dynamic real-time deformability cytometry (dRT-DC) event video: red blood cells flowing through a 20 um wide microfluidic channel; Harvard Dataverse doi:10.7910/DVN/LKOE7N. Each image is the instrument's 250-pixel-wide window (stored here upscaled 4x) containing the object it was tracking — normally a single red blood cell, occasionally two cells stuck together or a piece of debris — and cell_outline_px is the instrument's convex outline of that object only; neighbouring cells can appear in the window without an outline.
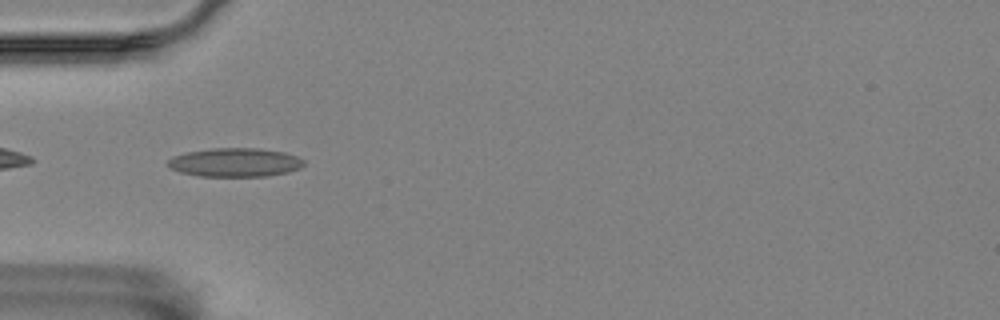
{"species": "Egyptian fruit bat (a non-hibernating species)", "species_latin": "Rousettus aegyptiacus", "temperature_condition": "room temperature", "stored_images_in_passage": 6, "camera_frame_rate_fps": 3000, "um_per_image_px": 0.085, "animal": {"sex": "female"}, "frame": {"image": 1, "passage_image": 4, "time_ms": 1.0, "image_size_px": [1000, 320], "cell_outline_px": [[304, 164], [300, 168], [288, 172], [264, 176], [200, 176], [180, 172], [172, 168], [168, 164], [168, 160], [172, 156], [188, 152], [212, 148], [260, 148], [284, 152], [296, 156], [304, 160]], "centroid_in_image_um": [19.99, 13.8], "position_along_channel_um": 65.0, "area_um2": 22.66}}
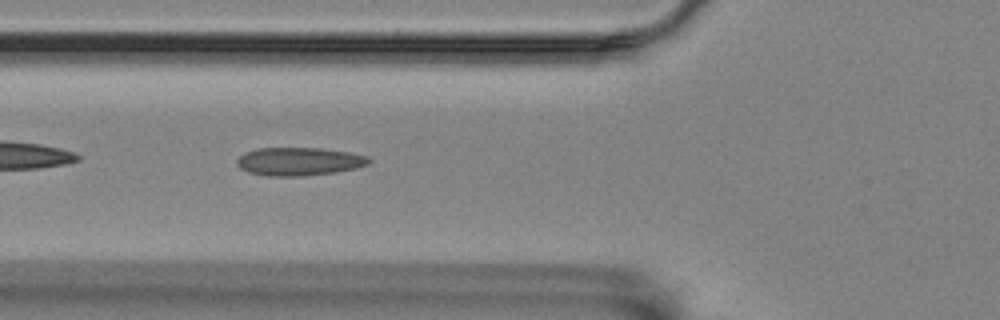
{"frame": {"image": 2, "passage_image": 5, "time_ms": 1.333, "image_size_px": [1000, 320], "cell_outline_px": [[372, 160], [368, 164], [356, 168], [336, 172], [300, 176], [268, 176], [248, 172], [240, 168], [236, 164], [236, 160], [244, 152], [256, 148], [320, 148], [352, 152], [368, 156]], "centroid_in_image_um": [25.42, 13.72], "position_along_channel_um": 100.4, "area_um2": 21.85}}